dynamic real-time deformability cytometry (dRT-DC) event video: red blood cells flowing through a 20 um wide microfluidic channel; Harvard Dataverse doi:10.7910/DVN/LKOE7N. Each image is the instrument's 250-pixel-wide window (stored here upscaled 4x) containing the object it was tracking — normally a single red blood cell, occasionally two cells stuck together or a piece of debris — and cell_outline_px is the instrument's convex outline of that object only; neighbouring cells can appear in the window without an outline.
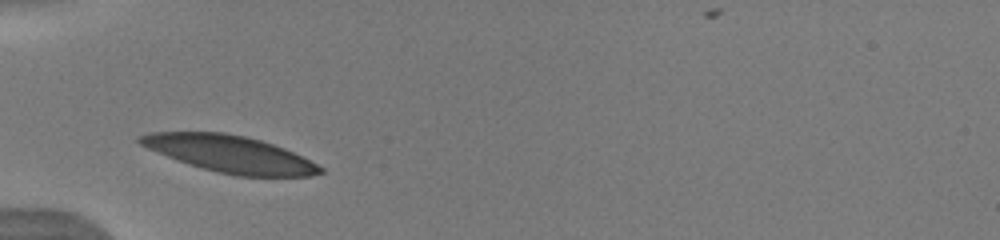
{"species": "human", "species_latin": "Homo sapiens", "temperature_condition": "warm", "stored_images_in_passage": 4, "camera_frame_rate_fps": 3000, "um_per_image_px": 0.085, "donor": {"sex": "male"}, "frame": {"image": 1, "passage_image": 2, "time_ms": 0.333, "image_size_px": [1000, 240], "cell_outline_px": [[324, 172], [308, 176], [236, 176], [204, 168], [168, 156], [148, 148], [140, 144], [136, 140], [136, 136], [148, 132], [224, 132], [244, 136], [260, 140], [284, 148], [324, 168]], "centroid_in_image_um": [19.52, 13.07], "position_along_channel_um": 65.5, "area_um2": 38.03}}
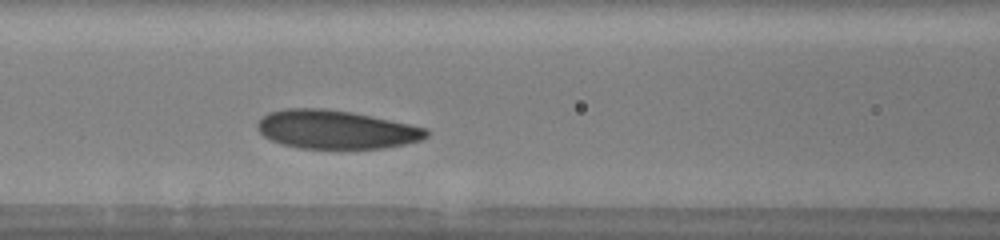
{"frame": {"image": 2, "passage_image": 4, "time_ms": 1.0, "image_size_px": [1000, 240], "cell_outline_px": [[428, 136], [420, 140], [404, 144], [384, 148], [300, 148], [280, 144], [264, 136], [256, 128], [256, 124], [268, 112], [284, 108], [324, 108], [352, 112], [428, 128]], "centroid_in_image_um": [28.53, 11.0], "position_along_channel_um": 138.1, "area_um2": 37.92}}